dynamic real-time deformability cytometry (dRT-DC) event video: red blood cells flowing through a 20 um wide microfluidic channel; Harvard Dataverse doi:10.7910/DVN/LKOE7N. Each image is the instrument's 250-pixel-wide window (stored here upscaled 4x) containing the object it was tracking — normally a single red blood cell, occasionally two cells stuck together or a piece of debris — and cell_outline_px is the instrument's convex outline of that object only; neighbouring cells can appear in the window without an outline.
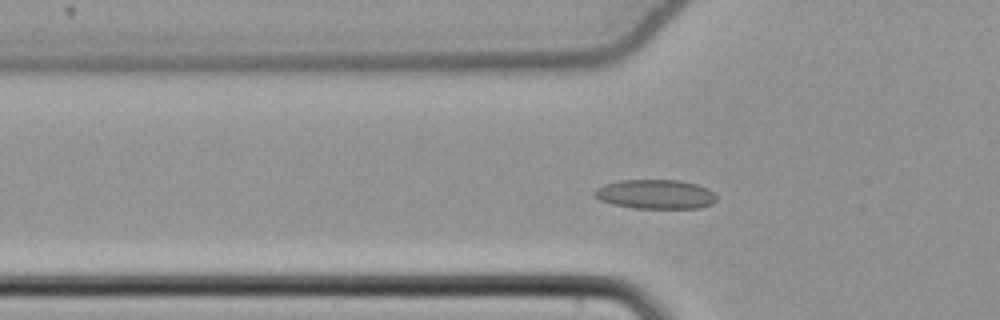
{"species": "common noctule bat (a hibernating species)", "species_latin": "Nyctalus noctula", "temperature_condition": "cold", "stored_images_in_passage": 45, "camera_frame_rate_fps": 3000, "um_per_image_px": 0.085, "animal": {"sex": "female", "body_mass_g": 22.7, "forearm_length_mm": 54.2}, "frame": {"image": 1, "passage_image": 15, "time_ms": 4.667, "image_size_px": [1000, 320], "cell_outline_px": [[716, 200], [712, 204], [700, 208], [632, 208], [612, 204], [600, 200], [592, 192], [596, 188], [604, 184], [620, 180], [680, 180], [696, 184], [708, 188], [716, 196]], "centroid_in_image_um": [55.71, 16.51], "position_along_channel_um": 70.1, "area_um2": 20.92}}
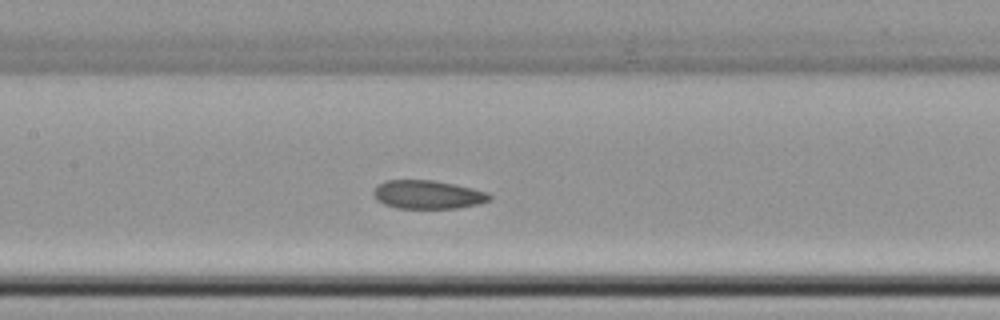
{"frame": {"image": 2, "passage_image": 23, "time_ms": 7.333, "image_size_px": [1000, 320], "cell_outline_px": [[492, 200], [480, 204], [456, 208], [396, 208], [384, 204], [376, 196], [376, 188], [384, 180], [432, 180], [456, 184], [488, 192], [492, 196]], "centroid_in_image_um": [36.46, 16.54], "position_along_channel_um": 170.9, "area_um2": 19.13}}
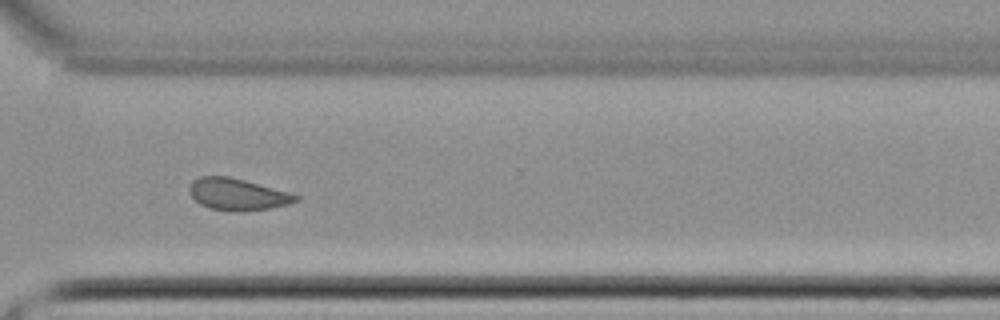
{"frame": {"image": 3, "passage_image": 37, "time_ms": 12.0, "image_size_px": [1000, 320], "cell_outline_px": [[300, 200], [288, 204], [268, 208], [208, 208], [200, 204], [188, 192], [188, 188], [192, 180], [200, 176], [228, 176], [244, 180], [288, 192], [300, 196]], "centroid_in_image_um": [20.15, 16.46], "position_along_channel_um": 350.5, "area_um2": 18.79}, "authors_computed_cell_mechanics": {"area_um2": 20.9236, "velocity_mm_per_s": 3.837, "shape_relaxation_time_tau1_ms": null, "shape_relaxation_time_tau2_ms": 4.2199, "deformation_change_tau1": null, "deformation_change_tau2": 0.1067}}